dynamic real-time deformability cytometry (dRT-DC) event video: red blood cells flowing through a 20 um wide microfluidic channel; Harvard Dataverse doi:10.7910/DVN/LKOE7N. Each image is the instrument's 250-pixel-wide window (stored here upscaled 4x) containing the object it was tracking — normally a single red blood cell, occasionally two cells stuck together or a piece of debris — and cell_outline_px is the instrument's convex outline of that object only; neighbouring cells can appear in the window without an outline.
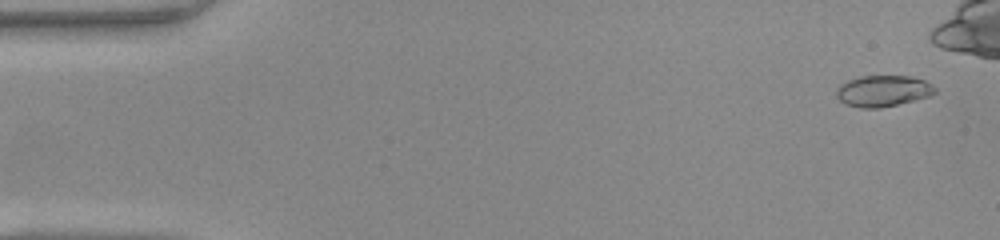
{"species": "common noctule bat (a hibernating species)", "species_latin": "Nyctalus noctula", "temperature_condition": "warm", "stored_images_in_passage": 44, "camera_frame_rate_fps": 3000, "um_per_image_px": 0.085, "animal": {"sex": "female", "body_mass_g": 22.0, "forearm_length_mm": 56.7}, "frame": {"image": 1, "passage_image": 2, "time_ms": 0.333, "image_size_px": [1000, 240], "cell_outline_px": [[936, 92], [928, 96], [916, 100], [880, 108], [860, 108], [844, 104], [836, 96], [836, 88], [840, 84], [848, 80], [860, 76], [912, 76], [924, 80], [936, 88]], "centroid_in_image_um": [75.03, 7.73], "position_along_channel_um": 10.0, "area_um2": 18.03}}
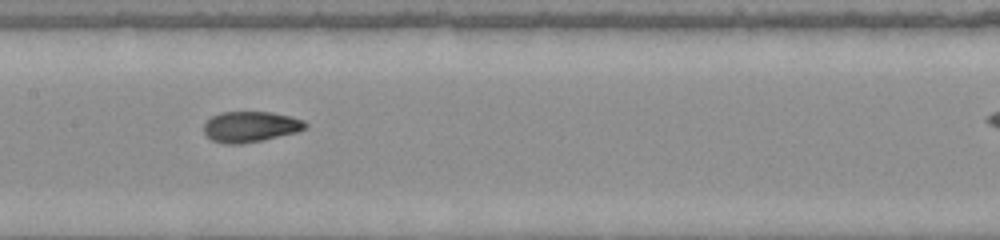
{"frame": {"image": 2, "passage_image": 24, "time_ms": 7.667, "image_size_px": [1000, 240], "cell_outline_px": [[308, 128], [296, 132], [260, 140], [240, 144], [224, 144], [212, 140], [204, 132], [204, 124], [212, 116], [220, 112], [272, 112], [292, 116], [304, 120], [308, 124]], "centroid_in_image_um": [21.31, 10.76], "position_along_channel_um": 186.1, "area_um2": 18.15}}
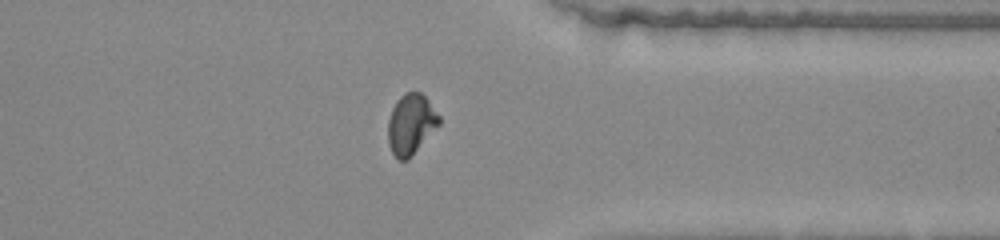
{"frame": {"image": 3, "passage_image": 38, "time_ms": 12.333, "image_size_px": [1000, 240], "cell_outline_px": [[440, 124], [412, 156], [408, 160], [396, 160], [388, 144], [388, 120], [392, 108], [396, 100], [404, 92], [420, 92], [428, 100], [440, 116]], "centroid_in_image_um": [34.92, 10.57], "position_along_channel_um": 376.5, "area_um2": 18.15}, "authors_computed_cell_mechanics": {"area_um2": 18.1492, "velocity_mm_per_s": 4.2089, "shape_relaxation_time_tau1_ms": null, "shape_relaxation_time_tau2_ms": 1.1473, "deformation_change_tau1": null, "deformation_change_tau2": 0.0558}}